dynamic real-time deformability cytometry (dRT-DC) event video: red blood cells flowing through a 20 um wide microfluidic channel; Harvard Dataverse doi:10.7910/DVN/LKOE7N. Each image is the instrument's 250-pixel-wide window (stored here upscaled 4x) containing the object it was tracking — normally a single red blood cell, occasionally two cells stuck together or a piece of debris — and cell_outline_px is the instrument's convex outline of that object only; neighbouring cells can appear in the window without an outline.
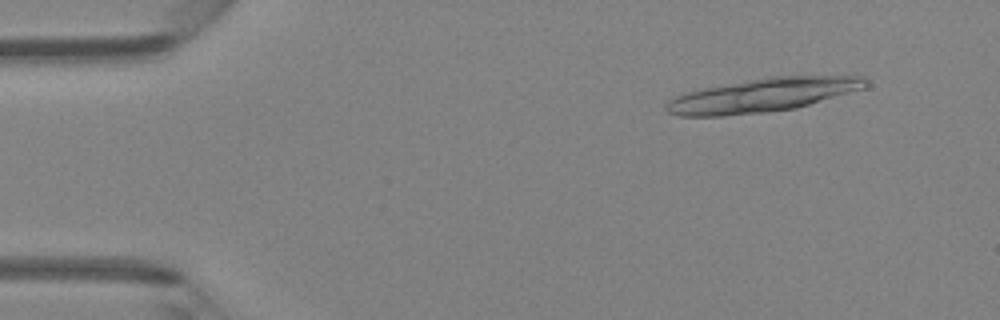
{"species": "Egyptian fruit bat (a non-hibernating species)", "species_latin": "Rousettus aegyptiacus", "temperature_condition": "room temperature", "stored_images_in_passage": 17, "camera_frame_rate_fps": 3000, "um_per_image_px": 0.085, "animal": {"sex": "female"}, "frame": {"image": 1, "passage_image": 5, "time_ms": 1.333, "image_size_px": [1000, 320], "cell_outline_px": [[868, 84], [864, 88], [796, 108], [764, 112], [724, 116], [680, 116], [668, 112], [664, 108], [668, 100], [676, 96], [688, 92], [704, 88], [768, 76], [864, 76], [868, 80]], "centroid_in_image_um": [64.82, 8.09], "position_along_channel_um": 20.2, "area_um2": 38.84}}